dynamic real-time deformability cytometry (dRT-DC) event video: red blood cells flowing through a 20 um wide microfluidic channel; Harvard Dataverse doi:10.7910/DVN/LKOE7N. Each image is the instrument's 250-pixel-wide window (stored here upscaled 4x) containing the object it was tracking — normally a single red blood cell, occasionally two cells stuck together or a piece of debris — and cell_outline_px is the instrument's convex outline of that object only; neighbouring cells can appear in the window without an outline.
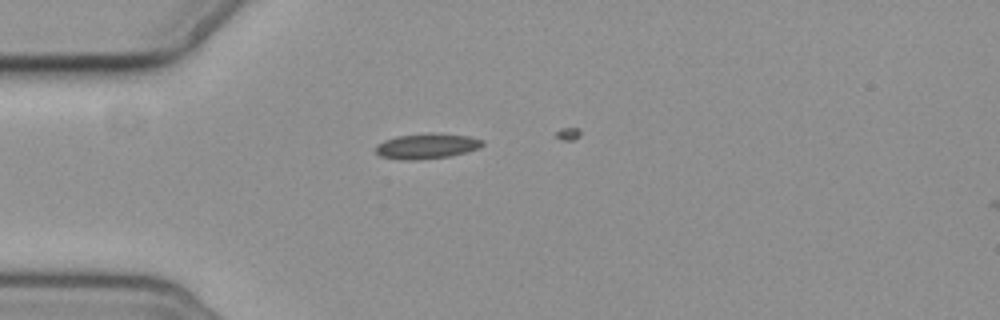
{"species": "common noctule bat (a hibernating species)", "species_latin": "Nyctalus noctula", "temperature_condition": "cold", "stored_images_in_passage": 1, "camera_frame_rate_fps": 3000, "um_per_image_px": 0.085, "animal": {"sex": "female", "body_mass_g": 19.3, "forearm_length_mm": 54.1}, "frame": {"image": 1, "passage_image": 1, "time_ms": 0.0, "image_size_px": [1000, 320], "cell_outline_px": [[484, 144], [480, 148], [468, 152], [452, 156], [420, 160], [400, 160], [380, 156], [376, 152], [376, 144], [384, 140], [396, 136], [428, 132], [432, 132], [472, 136], [484, 140]], "centroid_in_image_um": [36.31, 12.41], "position_along_channel_um": 48.7, "area_um2": 16.3}}